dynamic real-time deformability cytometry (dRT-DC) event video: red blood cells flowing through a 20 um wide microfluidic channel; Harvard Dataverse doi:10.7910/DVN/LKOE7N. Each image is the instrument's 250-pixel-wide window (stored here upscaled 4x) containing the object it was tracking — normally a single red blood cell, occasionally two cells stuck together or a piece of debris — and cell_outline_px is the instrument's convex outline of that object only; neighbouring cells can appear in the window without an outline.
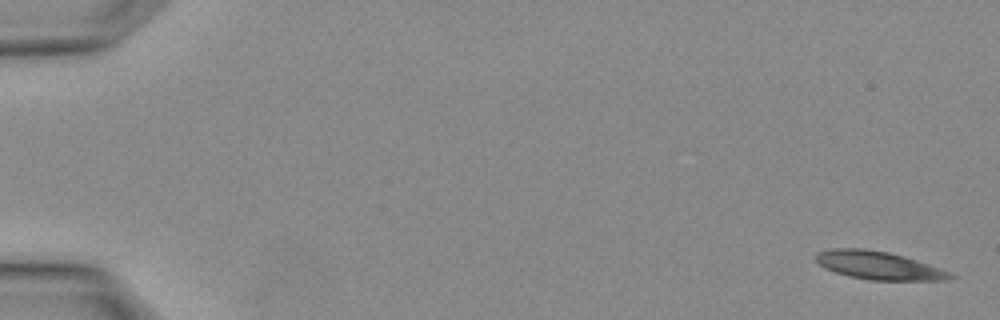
{"species": "Egyptian fruit bat (a non-hibernating species)", "species_latin": "Rousettus aegyptiacus", "temperature_condition": "warm", "stored_images_in_passage": 3, "camera_frame_rate_fps": 3000, "um_per_image_px": 0.085, "animal": {"sex": "female"}, "frame": {"image": 1, "passage_image": 1, "time_ms": 0.0, "image_size_px": [1000, 320], "cell_outline_px": [[956, 276], [948, 280], [868, 280], [848, 276], [824, 268], [816, 260], [816, 252], [832, 248], [864, 248], [888, 252], [904, 256], [952, 272]], "centroid_in_image_um": [74.69, 22.56], "position_along_channel_um": 10.3, "area_um2": 22.08}}
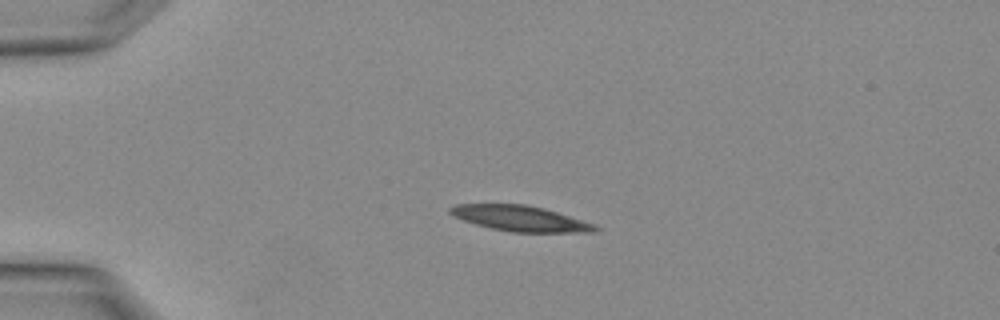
{"frame": {"image": 2, "passage_image": 3, "time_ms": 0.667, "image_size_px": [1000, 320], "cell_outline_px": [[600, 228], [596, 232], [512, 232], [492, 228], [476, 224], [464, 220], [448, 212], [448, 208], [456, 204], [524, 204], [544, 208], [596, 224]], "centroid_in_image_um": [44.26, 18.56], "position_along_channel_um": 40.7, "area_um2": 21.44}}